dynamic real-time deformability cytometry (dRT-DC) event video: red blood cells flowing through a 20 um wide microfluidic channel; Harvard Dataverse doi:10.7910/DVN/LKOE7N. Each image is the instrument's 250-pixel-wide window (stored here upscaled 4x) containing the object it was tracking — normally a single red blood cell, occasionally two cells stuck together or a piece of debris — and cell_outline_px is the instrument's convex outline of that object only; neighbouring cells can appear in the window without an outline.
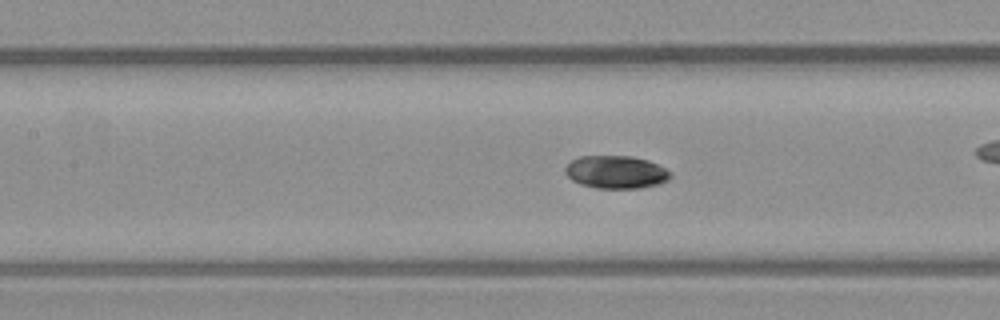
{"species": "common noctule bat (a hibernating species)", "species_latin": "Nyctalus noctula", "temperature_condition": "warm", "stored_images_in_passage": 57, "camera_frame_rate_fps": 3000, "um_per_image_px": 0.085, "animal": {"sex": "male", "body_mass_g": 23.1, "forearm_length_mm": 52.7}, "frame": {"image": 1, "passage_image": 25, "time_ms": 8.0, "image_size_px": [1000, 320], "cell_outline_px": [[672, 176], [668, 180], [660, 184], [640, 188], [596, 188], [580, 184], [572, 180], [564, 172], [564, 168], [572, 160], [580, 156], [632, 156], [648, 160], [672, 172]], "centroid_in_image_um": [52.37, 14.63], "position_along_channel_um": 155.0, "area_um2": 20.23}, "authors_computed_cell_mechanics": {"area_um2": 21.097, "velocity_mm_per_s": 3.7389, "shape_relaxation_time_tau1_ms": null, "shape_relaxation_time_tau2_ms": 3.2793, "deformation_change_tau1": null, "deformation_change_tau2": 0.0475}}